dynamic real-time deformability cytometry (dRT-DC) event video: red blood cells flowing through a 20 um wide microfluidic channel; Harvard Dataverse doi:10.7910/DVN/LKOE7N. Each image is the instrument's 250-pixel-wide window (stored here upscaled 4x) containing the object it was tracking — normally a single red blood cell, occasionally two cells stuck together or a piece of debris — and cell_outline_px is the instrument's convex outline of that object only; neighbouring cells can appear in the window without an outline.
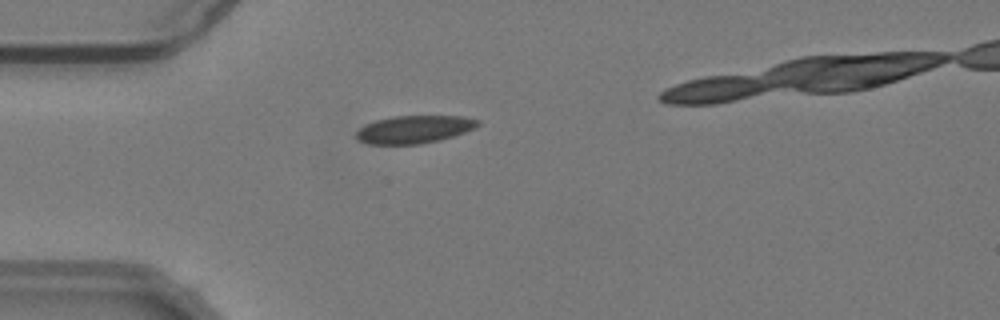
{"species": "common noctule bat (a hibernating species)", "species_latin": "Nyctalus noctula", "temperature_condition": "warm", "stored_images_in_passage": 41, "camera_frame_rate_fps": 3000, "um_per_image_px": 0.085, "animal": {"sex": "male", "body_mass_g": 19.2, "forearm_length_mm": 51.8}, "frame": {"image": 1, "passage_image": 8, "time_ms": 2.333, "image_size_px": [1000, 320], "cell_outline_px": [[480, 124], [476, 128], [440, 140], [420, 144], [368, 144], [356, 140], [356, 132], [364, 124], [376, 120], [392, 116], [460, 116], [480, 120]], "centroid_in_image_um": [35.18, 11.0], "position_along_channel_um": 49.8, "area_um2": 19.77}}
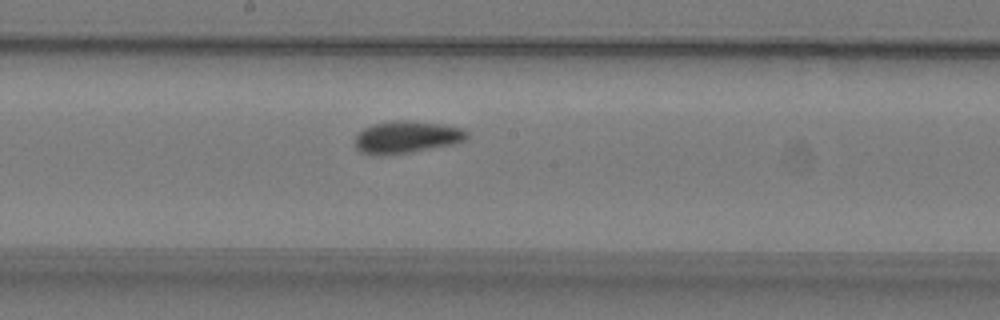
{"frame": {"image": 2, "passage_image": 22, "time_ms": 7.0, "image_size_px": [1000, 320], "cell_outline_px": [[468, 136], [464, 140], [456, 144], [408, 152], [360, 152], [356, 148], [356, 136], [364, 128], [372, 124], [392, 120], [412, 120], [444, 124], [464, 128], [468, 132]], "centroid_in_image_um": [34.66, 11.59], "position_along_channel_um": 213.5, "area_um2": 20.52}}
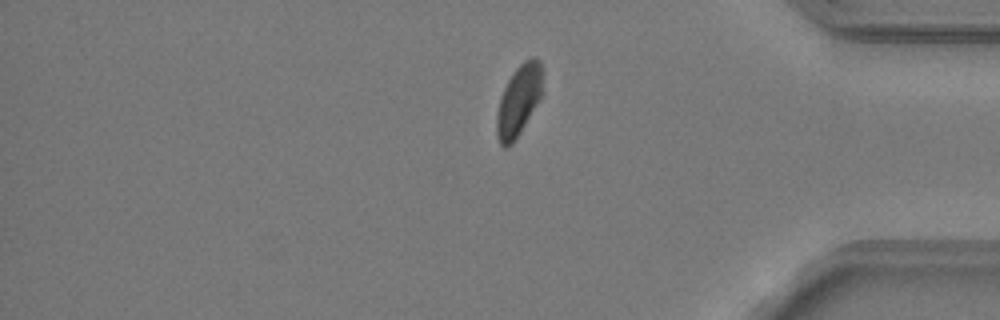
{"frame": {"image": 3, "passage_image": 38, "time_ms": 12.333, "image_size_px": [1000, 320], "cell_outline_px": [[544, 92], [520, 132], [512, 144], [504, 148], [500, 144], [496, 136], [496, 116], [500, 100], [504, 88], [512, 72], [524, 60], [532, 56], [536, 56], [540, 60], [544, 68]], "centroid_in_image_um": [44.14, 8.47], "position_along_channel_um": 391.1, "area_um2": 19.42}}